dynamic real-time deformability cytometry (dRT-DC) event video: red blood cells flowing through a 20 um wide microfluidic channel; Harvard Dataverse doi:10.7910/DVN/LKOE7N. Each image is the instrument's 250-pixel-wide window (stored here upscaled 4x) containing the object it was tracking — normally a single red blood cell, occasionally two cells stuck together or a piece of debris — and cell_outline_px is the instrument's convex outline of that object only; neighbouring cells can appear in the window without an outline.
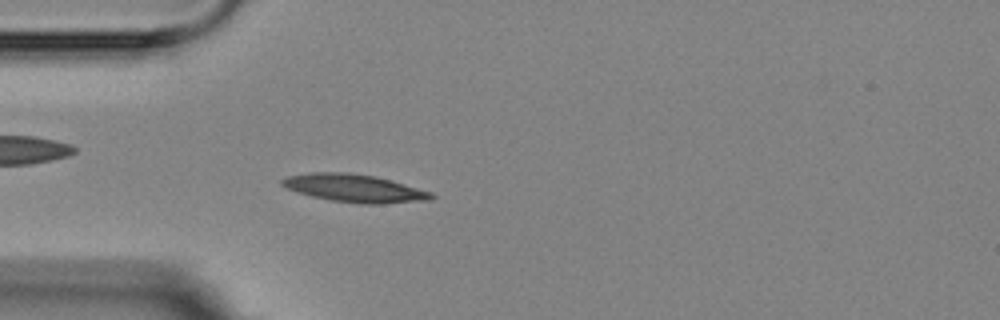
{"species": "Egyptian fruit bat (a non-hibernating species)", "species_latin": "Rousettus aegyptiacus", "temperature_condition": "room temperature", "stored_images_in_passage": 5, "camera_frame_rate_fps": 3000, "um_per_image_px": 0.085, "animal": {"sex": "female"}, "frame": {"image": 1, "passage_image": 5, "time_ms": 4.667, "image_size_px": [1000, 320], "cell_outline_px": [[436, 196], [428, 200], [384, 204], [360, 204], [332, 200], [312, 196], [296, 192], [280, 184], [280, 180], [288, 176], [312, 172], [348, 172], [376, 176], [432, 192]], "centroid_in_image_um": [30.13, 16.0], "position_along_channel_um": 54.9, "area_um2": 24.22}}